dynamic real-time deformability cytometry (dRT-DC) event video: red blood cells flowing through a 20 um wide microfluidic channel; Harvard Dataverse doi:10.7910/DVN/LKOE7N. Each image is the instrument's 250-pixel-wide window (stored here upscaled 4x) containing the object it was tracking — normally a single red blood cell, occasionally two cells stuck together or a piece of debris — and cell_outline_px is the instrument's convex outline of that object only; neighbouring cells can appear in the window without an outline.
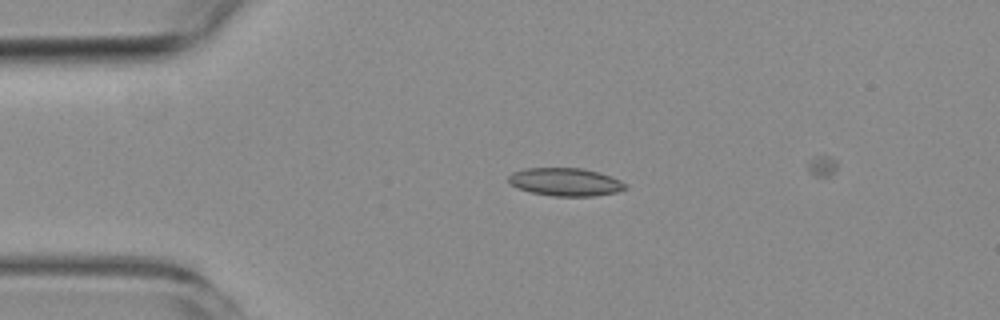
{"species": "common noctule bat (a hibernating species)", "species_latin": "Nyctalus noctula", "temperature_condition": "room temperature", "stored_images_in_passage": 5, "camera_frame_rate_fps": 3000, "um_per_image_px": 0.085, "animal": {"sex": "female", "body_mass_g": 19.3, "forearm_length_mm": 54.1}, "frame": {"image": 1, "passage_image": 4, "time_ms": 3.333, "image_size_px": [1000, 320], "cell_outline_px": [[628, 188], [616, 192], [592, 196], [552, 196], [532, 192], [516, 188], [508, 180], [508, 176], [512, 172], [524, 168], [580, 168], [596, 172], [620, 180], [628, 184]], "centroid_in_image_um": [48.04, 15.47], "position_along_channel_um": 37.0, "area_um2": 18.96}}